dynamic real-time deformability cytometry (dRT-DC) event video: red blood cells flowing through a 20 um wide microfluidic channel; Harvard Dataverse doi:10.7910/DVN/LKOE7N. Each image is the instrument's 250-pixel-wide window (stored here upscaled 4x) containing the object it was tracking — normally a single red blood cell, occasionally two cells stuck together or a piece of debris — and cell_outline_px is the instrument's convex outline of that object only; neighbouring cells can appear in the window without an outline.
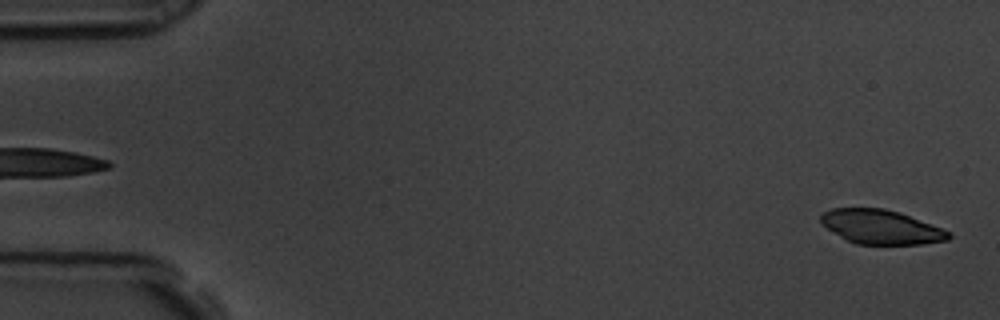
{"species": "common noctule bat (a hibernating species)", "species_latin": "Nyctalus noctula", "temperature_condition": "room temperature", "stored_images_in_passage": 6, "segment_of_instrument_passage": [2, 2], "camera_frame_rate_fps": 3000, "um_per_image_px": 0.085, "animal": {"sex": "male", "body_mass_g": 19.5, "forearm_length_mm": 54.6}, "frame": {"image": 1, "passage_image": 6, "time_ms": 1.667, "image_size_px": [1000, 320], "cell_outline_px": [[952, 236], [948, 240], [920, 244], [856, 244], [840, 236], [820, 224], [820, 216], [824, 212], [832, 208], [884, 208], [900, 212], [952, 232]], "centroid_in_image_um": [74.9, 19.28], "position_along_channel_um": 10.1, "area_um2": 25.49}}